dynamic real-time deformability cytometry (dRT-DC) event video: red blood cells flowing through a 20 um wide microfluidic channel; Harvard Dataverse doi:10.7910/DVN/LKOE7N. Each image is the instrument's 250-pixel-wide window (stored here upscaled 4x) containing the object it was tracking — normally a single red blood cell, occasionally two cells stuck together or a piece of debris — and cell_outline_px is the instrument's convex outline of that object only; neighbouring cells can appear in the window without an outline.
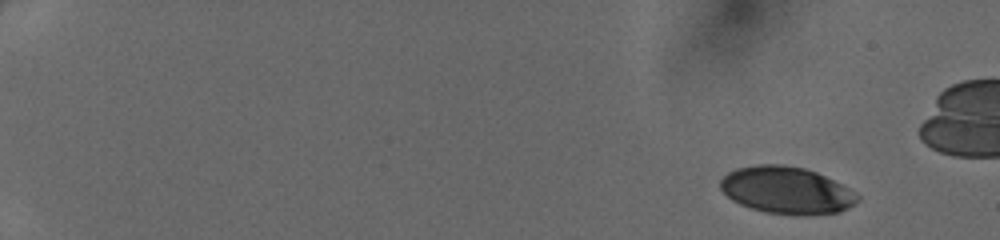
{"species": "human", "species_latin": "Homo sapiens", "temperature_condition": "cold", "stored_images_in_passage": 24, "camera_frame_rate_fps": 3000, "um_per_image_px": 0.085, "donor": {"sex": "female"}, "frame": {"image": 1, "passage_image": 2, "time_ms": 0.333, "image_size_px": [1000, 240], "cell_outline_px": [[860, 200], [848, 208], [840, 212], [808, 216], [764, 212], [740, 204], [732, 200], [720, 188], [720, 180], [728, 172], [736, 168], [756, 164], [780, 164], [804, 168], [816, 172], [856, 192], [860, 196]], "centroid_in_image_um": [66.87, 16.18], "position_along_channel_um": 18.1, "area_um2": 37.74}}
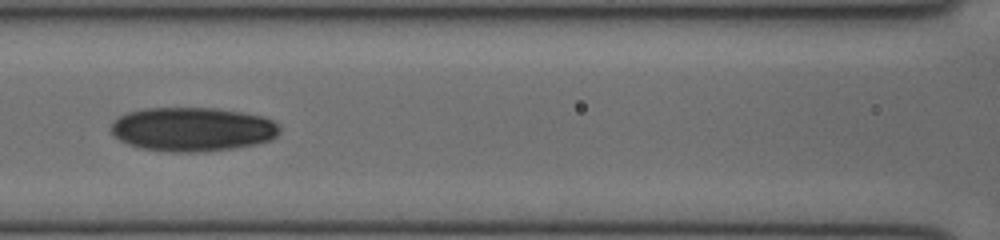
{"frame": {"image": 2, "passage_image": 12, "time_ms": 3.667, "image_size_px": [1000, 240], "cell_outline_px": [[280, 132], [272, 140], [256, 144], [236, 148], [196, 152], [172, 152], [140, 148], [128, 144], [120, 140], [112, 132], [112, 124], [120, 116], [128, 112], [144, 108], [216, 108], [264, 116], [272, 120], [280, 128]], "centroid_in_image_um": [16.39, 10.99], "position_along_channel_um": 150.2, "area_um2": 43.23}}
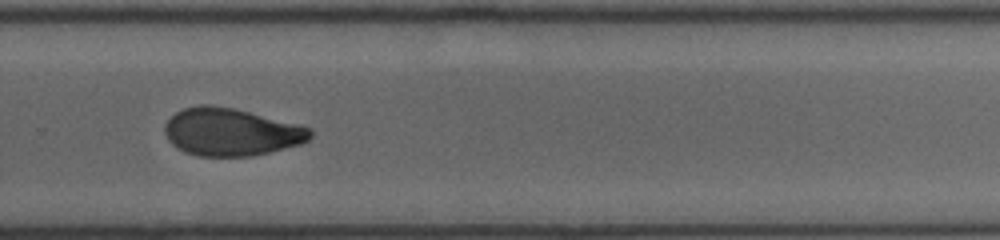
{"frame": {"image": 3, "passage_image": 22, "time_ms": 7.0, "image_size_px": [1000, 240], "cell_outline_px": [[312, 136], [308, 140], [300, 144], [252, 156], [200, 156], [184, 152], [172, 144], [168, 140], [164, 132], [164, 124], [176, 112], [184, 108], [200, 104], [212, 104], [232, 108], [300, 124], [312, 128]], "centroid_in_image_um": [19.63, 11.21], "position_along_channel_um": 310.2, "area_um2": 40.4}}